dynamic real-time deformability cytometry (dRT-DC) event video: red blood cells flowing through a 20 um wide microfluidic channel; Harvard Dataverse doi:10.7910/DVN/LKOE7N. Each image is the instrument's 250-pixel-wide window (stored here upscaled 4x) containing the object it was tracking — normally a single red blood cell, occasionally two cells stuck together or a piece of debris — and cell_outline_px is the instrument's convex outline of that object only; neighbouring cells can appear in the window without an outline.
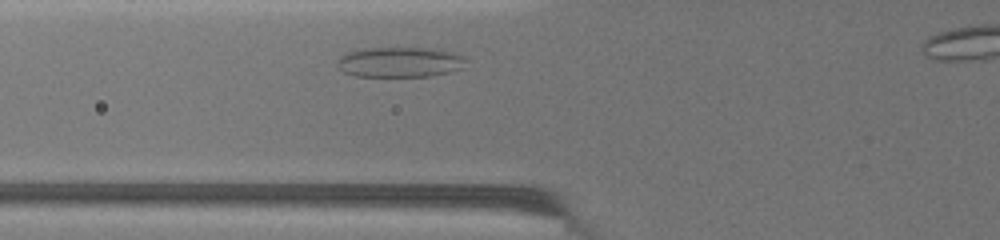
{"species": "common noctule bat (a hibernating species)", "species_latin": "Nyctalus noctula", "temperature_condition": "warm", "stored_images_in_passage": 6, "camera_frame_rate_fps": 3000, "um_per_image_px": 0.085, "animal": {"sex": "female", "body_mass_g": 19.5, "forearm_length_mm": 54.1}, "frame": {"image": 1, "passage_image": 2, "time_ms": 0.667, "image_size_px": [1000, 240], "cell_outline_px": [[464, 60], [460, 68], [452, 72], [428, 76], [356, 76], [344, 72], [336, 64], [340, 56], [348, 52], [364, 48], [436, 48], [452, 52], [460, 56]], "centroid_in_image_um": [33.94, 5.27], "position_along_channel_um": 91.9, "area_um2": 22.43}}
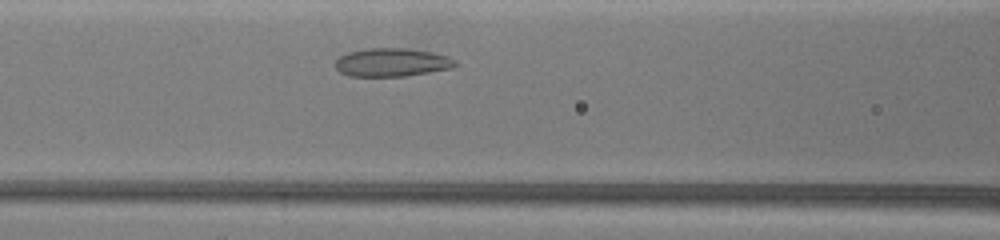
{"frame": {"image": 2, "passage_image": 4, "time_ms": 1.667, "image_size_px": [1000, 240], "cell_outline_px": [[460, 64], [452, 68], [404, 76], [348, 76], [340, 72], [336, 68], [336, 60], [340, 56], [348, 52], [364, 48], [404, 48], [432, 52], [448, 56], [456, 60]], "centroid_in_image_um": [33.32, 5.29], "position_along_channel_um": 133.3, "area_um2": 19.88}}
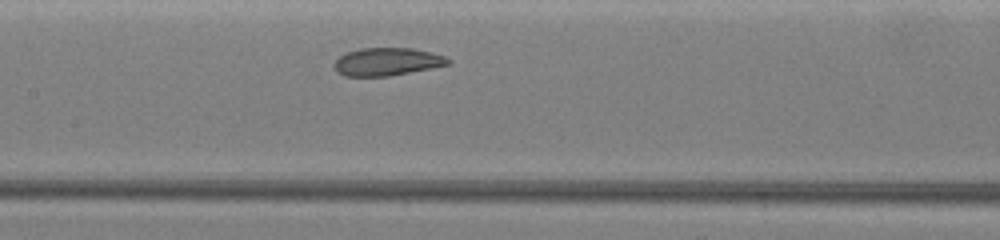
{"frame": {"image": 3, "passage_image": 6, "time_ms": 2.667, "image_size_px": [1000, 240], "cell_outline_px": [[452, 64], [432, 68], [388, 76], [344, 76], [336, 72], [332, 64], [344, 52], [360, 48], [412, 48], [432, 52], [444, 56], [452, 60]], "centroid_in_image_um": [32.89, 5.24], "position_along_channel_um": 174.5, "area_um2": 18.73}}